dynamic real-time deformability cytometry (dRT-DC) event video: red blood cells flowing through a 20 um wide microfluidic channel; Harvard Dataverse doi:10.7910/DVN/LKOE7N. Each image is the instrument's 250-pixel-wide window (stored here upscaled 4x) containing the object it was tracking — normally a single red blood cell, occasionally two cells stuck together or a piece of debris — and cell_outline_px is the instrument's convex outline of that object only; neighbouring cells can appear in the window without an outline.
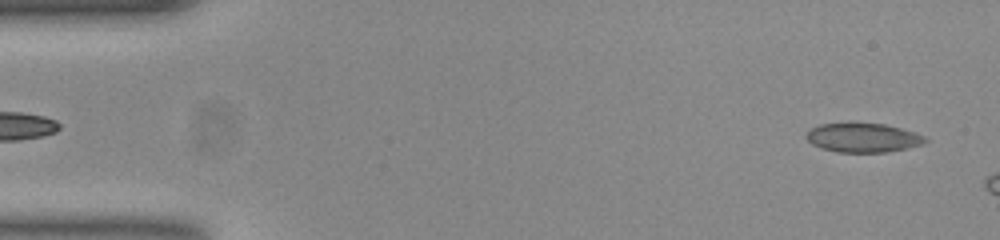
{"species": "common noctule bat (a hibernating species)", "species_latin": "Nyctalus noctula", "temperature_condition": "room temperature", "stored_images_in_passage": 7, "camera_frame_rate_fps": 3000, "um_per_image_px": 0.085, "animal": {"sex": "female", "body_mass_g": 23.0, "forearm_length_mm": 53.4}, "frame": {"image": 1, "passage_image": 2, "time_ms": 0.333, "image_size_px": [1000, 240], "cell_outline_px": [[928, 140], [924, 144], [884, 152], [836, 152], [820, 148], [812, 144], [804, 136], [812, 128], [820, 124], [848, 120], [884, 124], [916, 132], [924, 136]], "centroid_in_image_um": [73.3, 11.66], "position_along_channel_um": 11.7, "area_um2": 20.81}}